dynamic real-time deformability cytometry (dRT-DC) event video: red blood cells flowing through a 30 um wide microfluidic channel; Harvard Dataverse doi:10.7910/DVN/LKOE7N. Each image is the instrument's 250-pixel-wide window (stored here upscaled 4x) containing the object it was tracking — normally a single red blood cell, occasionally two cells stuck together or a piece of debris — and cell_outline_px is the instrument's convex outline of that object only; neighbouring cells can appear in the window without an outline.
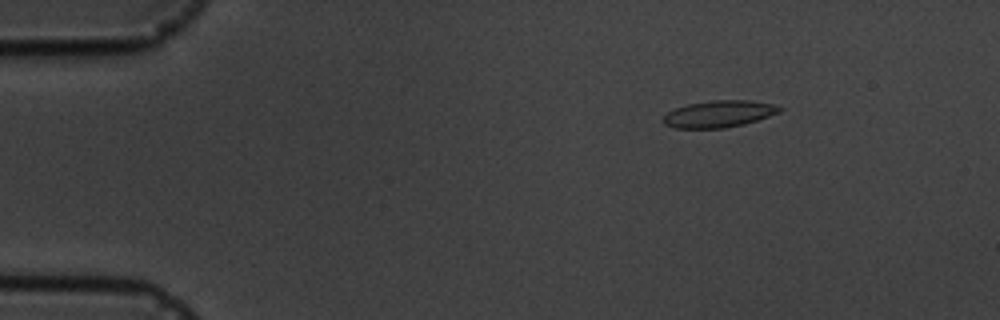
{"species": "common noctule bat (a hibernating species)", "species_latin": "Nyctalus noctula", "temperature_condition": "cold", "stored_images_in_passage": 16, "camera_frame_rate_fps": 3000, "um_per_image_px": 0.085, "animal": {"sex": "male", "body_mass_g": 19.5, "forearm_length_mm": 54.6}, "frame": {"image": 1, "passage_image": 3, "time_ms": 2.333, "image_size_px": [1000, 320], "cell_outline_px": [[784, 108], [780, 112], [744, 124], [724, 128], [676, 128], [664, 124], [664, 116], [668, 112], [676, 108], [688, 104], [712, 100], [752, 100], [772, 104]], "centroid_in_image_um": [61.13, 9.68], "position_along_channel_um": 23.9, "area_um2": 18.03}}
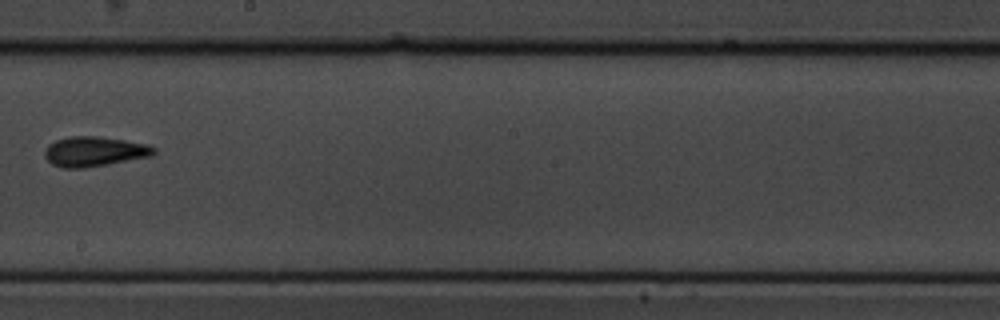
{"frame": {"image": 2, "passage_image": 10, "time_ms": 10.333, "image_size_px": [1000, 320], "cell_outline_px": [[156, 152], [152, 156], [108, 164], [84, 168], [64, 168], [52, 164], [44, 156], [44, 152], [48, 144], [56, 140], [68, 136], [92, 136], [124, 140], [148, 144], [156, 148]], "centroid_in_image_um": [8.02, 12.88], "position_along_channel_um": 240.2, "area_um2": 19.02}}
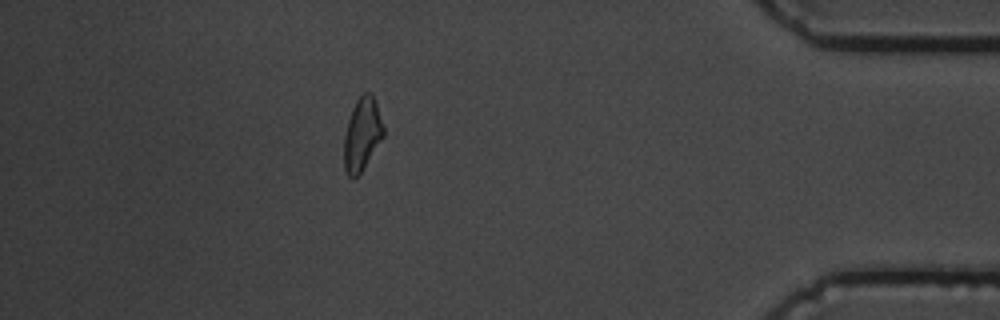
{"frame": {"image": 3, "passage_image": 15, "time_ms": 16.0, "image_size_px": [1000, 320], "cell_outline_px": [[384, 136], [360, 172], [352, 180], [348, 176], [344, 168], [344, 136], [348, 120], [352, 108], [356, 100], [364, 92], [372, 92], [384, 128]], "centroid_in_image_um": [30.76, 11.4], "position_along_channel_um": 404.4, "area_um2": 16.59}, "authors_computed_cell_mechanics": {"area_um2": 17.34, "velocity_mm_per_s": 3.6489, "shape_relaxation_time_tau1_ms": 4.095, "shape_relaxation_time_tau2_ms": 3.791, "deformation_change_tau1": 0.1237, "deformation_change_tau2": 0.1067}}